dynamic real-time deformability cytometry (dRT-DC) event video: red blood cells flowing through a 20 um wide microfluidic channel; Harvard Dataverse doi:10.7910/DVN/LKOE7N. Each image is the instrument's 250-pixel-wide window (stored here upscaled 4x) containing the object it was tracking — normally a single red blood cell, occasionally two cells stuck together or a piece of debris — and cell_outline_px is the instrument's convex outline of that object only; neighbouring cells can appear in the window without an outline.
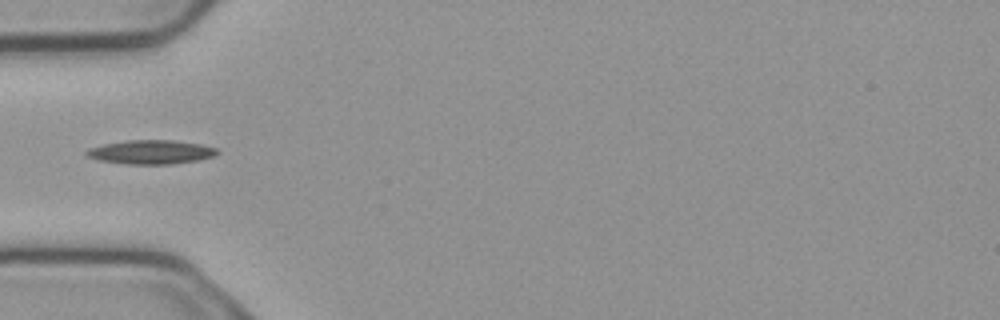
{"species": "common noctule bat (a hibernating species)", "species_latin": "Nyctalus noctula", "temperature_condition": "cold", "stored_images_in_passage": 4, "camera_frame_rate_fps": 3000, "um_per_image_px": 0.085, "animal": {"sex": "male", "body_mass_g": 23.1, "forearm_length_mm": 52.7}, "frame": {"image": 1, "passage_image": 3, "time_ms": 0.667, "image_size_px": [1000, 320], "cell_outline_px": [[220, 152], [216, 156], [196, 160], [172, 164], [128, 164], [100, 160], [88, 156], [84, 152], [88, 148], [104, 144], [128, 140], [172, 140], [200, 144], [216, 148]], "centroid_in_image_um": [12.85, 12.92], "position_along_channel_um": 72.1, "area_um2": 18.15}}
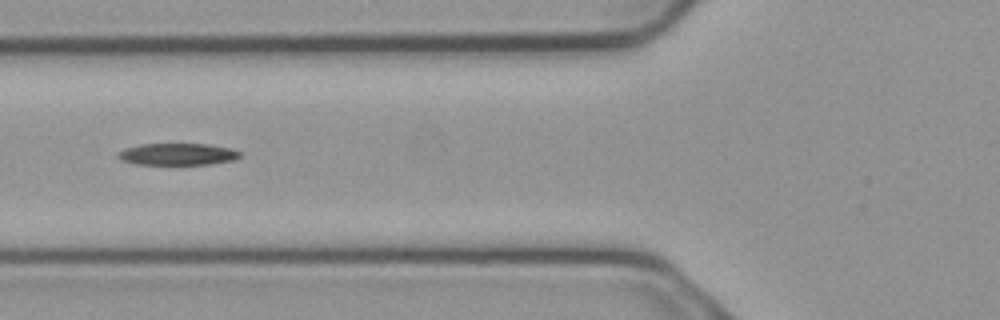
{"frame": {"image": 2, "passage_image": 4, "time_ms": 1.0, "image_size_px": [1000, 320], "cell_outline_px": [[240, 156], [232, 160], [212, 164], [136, 164], [124, 160], [116, 156], [124, 148], [140, 144], [208, 144], [232, 148], [240, 152]], "centroid_in_image_um": [15.11, 13.1], "position_along_channel_um": 110.7, "area_um2": 15.37}}